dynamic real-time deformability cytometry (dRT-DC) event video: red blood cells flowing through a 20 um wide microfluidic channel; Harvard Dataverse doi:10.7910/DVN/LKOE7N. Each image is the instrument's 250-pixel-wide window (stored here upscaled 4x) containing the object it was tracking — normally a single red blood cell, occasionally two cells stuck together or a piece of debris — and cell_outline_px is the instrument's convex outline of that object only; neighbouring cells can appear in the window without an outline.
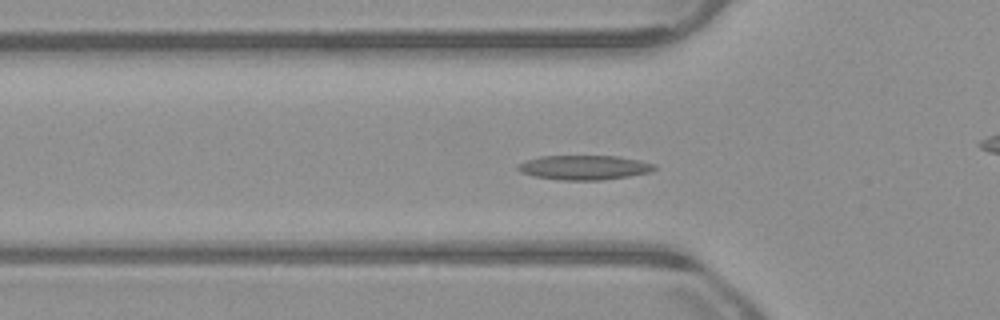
{"species": "common noctule bat (a hibernating species)", "species_latin": "Nyctalus noctula", "temperature_condition": "warm", "stored_images_in_passage": 55, "camera_frame_rate_fps": 3000, "um_per_image_px": 0.085, "animal": {"sex": "male", "body_mass_g": 23.1, "forearm_length_mm": 52.7}, "frame": {"image": 1, "passage_image": 18, "time_ms": 5.667, "image_size_px": [1000, 320], "cell_outline_px": [[656, 168], [652, 172], [628, 176], [600, 180], [560, 180], [532, 176], [520, 172], [516, 168], [524, 160], [540, 156], [616, 156], [640, 160], [656, 164]], "centroid_in_image_um": [49.65, 14.23], "position_along_channel_um": 76.1, "area_um2": 19.59}}
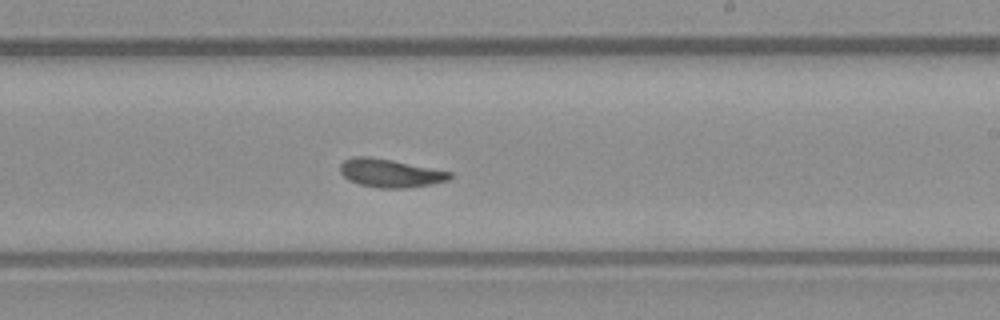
{"frame": {"image": 2, "passage_image": 32, "time_ms": 10.333, "image_size_px": [1000, 320], "cell_outline_px": [[452, 176], [448, 180], [408, 188], [380, 188], [360, 184], [348, 180], [340, 172], [340, 164], [344, 160], [352, 156], [368, 156], [392, 160], [452, 172]], "centroid_in_image_um": [33.13, 14.7], "position_along_channel_um": 255.9, "area_um2": 17.98}}
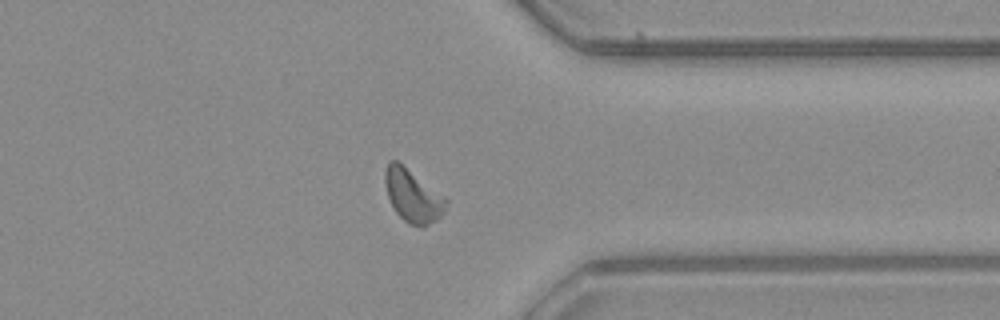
{"frame": {"image": 3, "passage_image": 42, "time_ms": 13.667, "image_size_px": [1000, 320], "cell_outline_px": [[448, 204], [444, 212], [436, 220], [420, 228], [408, 224], [396, 212], [388, 196], [384, 180], [384, 172], [388, 164], [392, 160], [396, 160], [444, 196], [448, 200]], "centroid_in_image_um": [35.09, 16.67], "position_along_channel_um": 376.3, "area_um2": 18.5}, "authors_computed_cell_mechanics": {"area_um2": 18.0914, "velocity_mm_per_s": 3.8339, "shape_relaxation_time_tau1_ms": 4.6654, "shape_relaxation_time_tau2_ms": 3.0266, "deformation_change_tau1": 0.1352, "deformation_change_tau2": 0.0982}}